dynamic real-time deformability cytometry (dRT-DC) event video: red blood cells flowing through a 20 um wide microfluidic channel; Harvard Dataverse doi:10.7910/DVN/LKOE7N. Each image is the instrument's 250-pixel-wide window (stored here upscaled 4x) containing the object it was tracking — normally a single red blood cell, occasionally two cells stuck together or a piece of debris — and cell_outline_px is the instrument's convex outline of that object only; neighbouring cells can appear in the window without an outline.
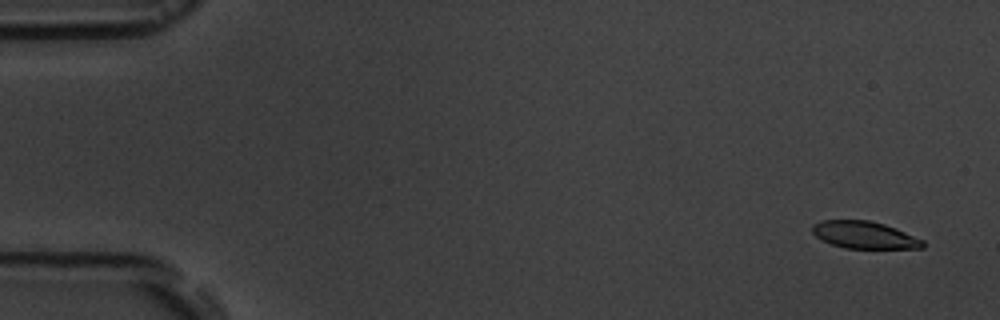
{"species": "common noctule bat (a hibernating species)", "species_latin": "Nyctalus noctula", "temperature_condition": "room temperature", "stored_images_in_passage": 5, "camera_frame_rate_fps": 3000, "um_per_image_px": 0.085, "animal": {"sex": "male", "body_mass_g": 19.5, "forearm_length_mm": 54.6}, "frame": {"image": 1, "passage_image": 1, "time_ms": 0.0, "image_size_px": [1000, 320], "cell_outline_px": [[924, 248], [844, 248], [832, 244], [816, 236], [812, 232], [812, 224], [820, 220], [868, 220], [884, 224], [896, 228], [924, 240]], "centroid_in_image_um": [73.47, 19.96], "position_along_channel_um": 11.5, "area_um2": 17.46}}
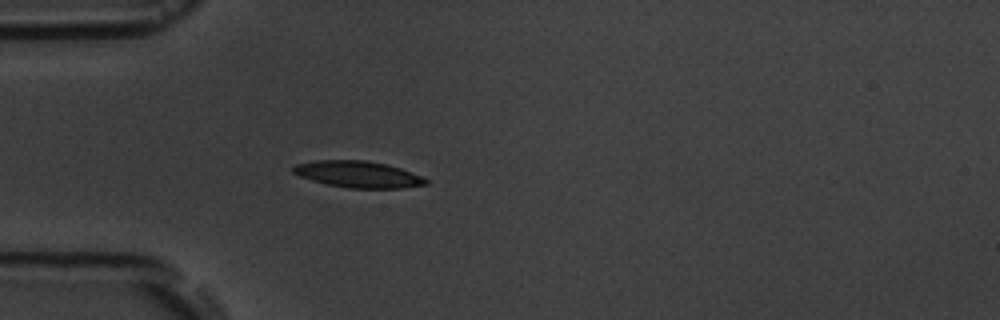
{"frame": {"image": 2, "passage_image": 5, "time_ms": 4.667, "image_size_px": [1000, 320], "cell_outline_px": [[428, 184], [400, 188], [348, 188], [328, 184], [312, 180], [300, 176], [292, 172], [292, 168], [296, 164], [316, 160], [368, 160], [388, 164], [400, 168], [420, 176], [428, 180]], "centroid_in_image_um": [30.43, 14.81], "position_along_channel_um": 54.6, "area_um2": 20.4}}